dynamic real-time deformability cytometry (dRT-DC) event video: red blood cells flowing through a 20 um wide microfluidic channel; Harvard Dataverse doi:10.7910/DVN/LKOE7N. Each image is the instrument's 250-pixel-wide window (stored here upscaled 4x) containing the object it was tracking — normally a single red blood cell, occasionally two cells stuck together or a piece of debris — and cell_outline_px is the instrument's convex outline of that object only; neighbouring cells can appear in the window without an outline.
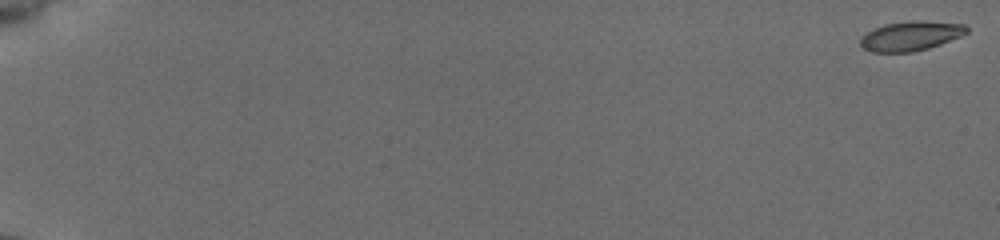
{"species": "common noctule bat (a hibernating species)", "species_latin": "Nyctalus noctula", "temperature_condition": "cold", "stored_images_in_passage": 9, "camera_frame_rate_fps": 3000, "um_per_image_px": 0.085, "animal": {"sex": "female", "body_mass_g": 19.5, "forearm_length_mm": 54.1}, "frame": {"image": 1, "passage_image": 1, "time_ms": 0.0, "image_size_px": [1000, 240], "cell_outline_px": [[968, 32], [960, 36], [940, 44], [928, 48], [912, 52], [872, 52], [864, 48], [860, 44], [860, 40], [868, 32], [884, 24], [912, 20], [924, 20], [964, 24], [968, 28]], "centroid_in_image_um": [77.44, 3.04], "position_along_channel_um": 7.6, "area_um2": 18.15}}